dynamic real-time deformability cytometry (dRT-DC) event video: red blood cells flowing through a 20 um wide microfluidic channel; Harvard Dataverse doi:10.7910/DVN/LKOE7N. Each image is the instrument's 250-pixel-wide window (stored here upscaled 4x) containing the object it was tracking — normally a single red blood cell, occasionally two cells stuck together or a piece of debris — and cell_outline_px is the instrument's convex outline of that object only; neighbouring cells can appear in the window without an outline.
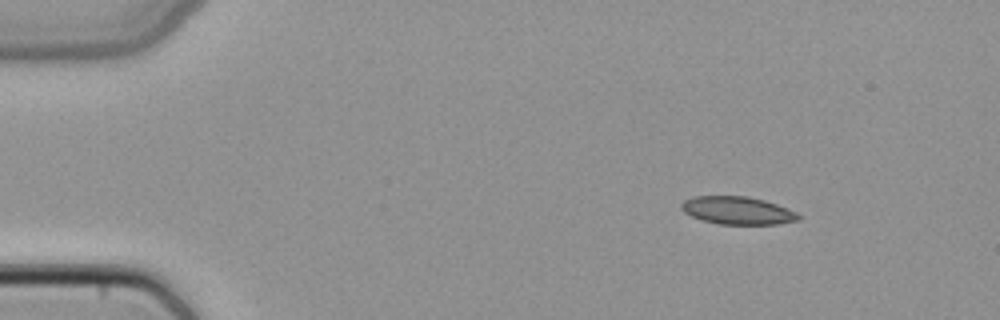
{"species": "common noctule bat (a hibernating species)", "species_latin": "Nyctalus noctula", "temperature_condition": "cold", "stored_images_in_passage": 4, "camera_frame_rate_fps": 3000, "um_per_image_px": 0.085, "animal": {"sex": "female", "body_mass_g": 22.7, "forearm_length_mm": 54.2}, "frame": {"image": 1, "passage_image": 1, "time_ms": 0.0, "image_size_px": [1000, 320], "cell_outline_px": [[800, 220], [776, 224], [720, 224], [704, 220], [692, 216], [684, 212], [680, 208], [680, 204], [684, 200], [692, 196], [748, 196], [764, 200], [788, 208], [796, 212], [800, 216]], "centroid_in_image_um": [62.68, 17.88], "position_along_channel_um": 22.3, "area_um2": 18.96}}